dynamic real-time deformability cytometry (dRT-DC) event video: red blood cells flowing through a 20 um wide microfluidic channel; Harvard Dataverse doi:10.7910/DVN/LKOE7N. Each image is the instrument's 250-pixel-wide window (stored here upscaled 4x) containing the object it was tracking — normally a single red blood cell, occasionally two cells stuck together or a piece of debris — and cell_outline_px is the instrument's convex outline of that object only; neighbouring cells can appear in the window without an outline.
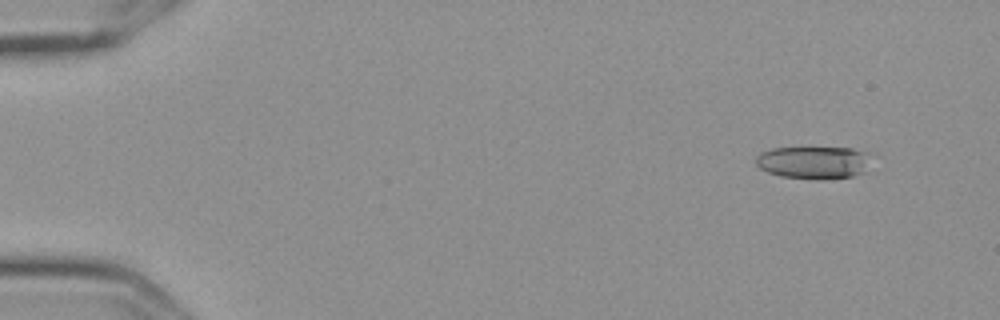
{"species": "Egyptian fruit bat (a non-hibernating species)", "species_latin": "Rousettus aegyptiacus", "temperature_condition": "cold", "stored_images_in_passage": 57, "camera_frame_rate_fps": 3000, "um_per_image_px": 0.085, "frame": {"image": 1, "passage_image": 5, "time_ms": 1.333, "image_size_px": [1000, 320], "cell_outline_px": [[868, 156], [864, 172], [852, 176], [820, 180], [816, 180], [780, 176], [768, 172], [760, 168], [756, 164], [756, 156], [760, 152], [772, 148], [852, 148], [868, 152]], "centroid_in_image_um": [69.11, 13.81], "position_along_channel_um": 15.9, "area_um2": 21.85}}
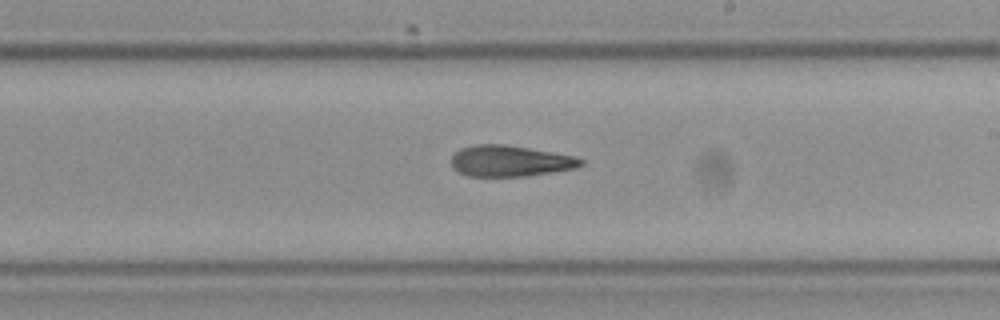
{"frame": {"image": 2, "passage_image": 34, "time_ms": 11.0, "image_size_px": [1000, 320], "cell_outline_px": [[584, 164], [576, 168], [552, 172], [524, 176], [468, 176], [452, 168], [452, 156], [460, 148], [476, 144], [504, 144], [576, 156], [584, 160]], "centroid_in_image_um": [43.37, 13.68], "position_along_channel_um": 245.6, "area_um2": 23.41}}
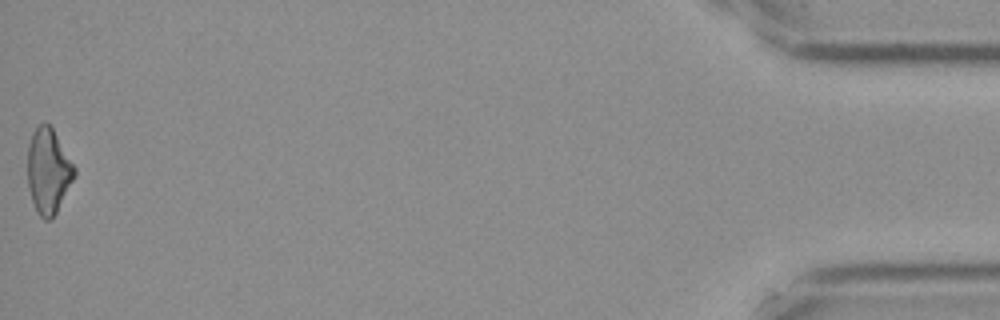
{"frame": {"image": 3, "passage_image": 57, "time_ms": 18.667, "image_size_px": [1000, 320], "cell_outline_px": [[76, 176], [52, 220], [44, 220], [36, 212], [28, 188], [28, 144], [32, 132], [44, 120], [52, 128], [76, 168]], "centroid_in_image_um": [4.11, 14.55], "position_along_channel_um": 431.1, "area_um2": 23.35}, "authors_computed_cell_mechanics": {"area_um2": 23.6402, "velocity_mm_per_s": 3.6041, "shape_relaxation_time_tau1_ms": null, "shape_relaxation_time_tau2_ms": 5.3247, "deformation_change_tau1": null, "deformation_change_tau2": 0.1585}}